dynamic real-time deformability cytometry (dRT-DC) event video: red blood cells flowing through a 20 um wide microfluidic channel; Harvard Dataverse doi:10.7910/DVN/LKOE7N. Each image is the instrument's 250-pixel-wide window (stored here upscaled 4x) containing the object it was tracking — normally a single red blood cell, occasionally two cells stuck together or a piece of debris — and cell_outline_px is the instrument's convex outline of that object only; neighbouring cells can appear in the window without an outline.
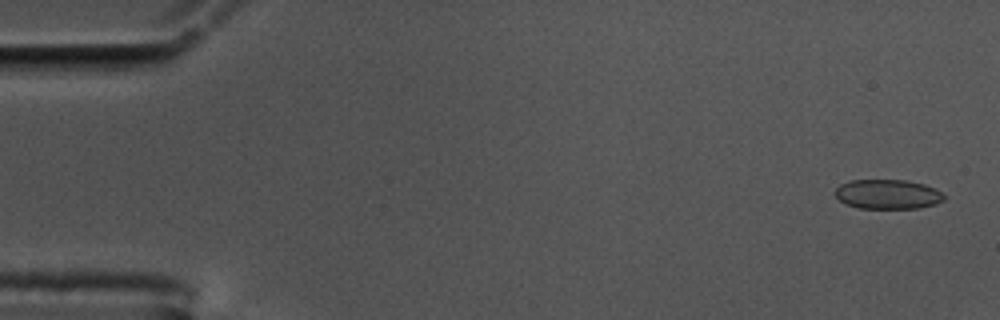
{"species": "common noctule bat (a hibernating species)", "species_latin": "Nyctalus noctula", "temperature_condition": "cold", "stored_images_in_passage": 56, "camera_frame_rate_fps": 3000, "um_per_image_px": 0.085, "animal": {"sex": "male", "body_mass_g": 17.5, "forearm_length_mm": 52.3}, "frame": {"image": 1, "passage_image": 2, "time_ms": 0.333, "image_size_px": [1000, 320], "cell_outline_px": [[944, 200], [936, 204], [920, 208], [860, 208], [848, 204], [840, 200], [832, 192], [840, 184], [848, 180], [904, 180], [924, 184], [936, 188], [944, 196]], "centroid_in_image_um": [75.45, 16.5], "position_along_channel_um": 9.6, "area_um2": 18.79}}
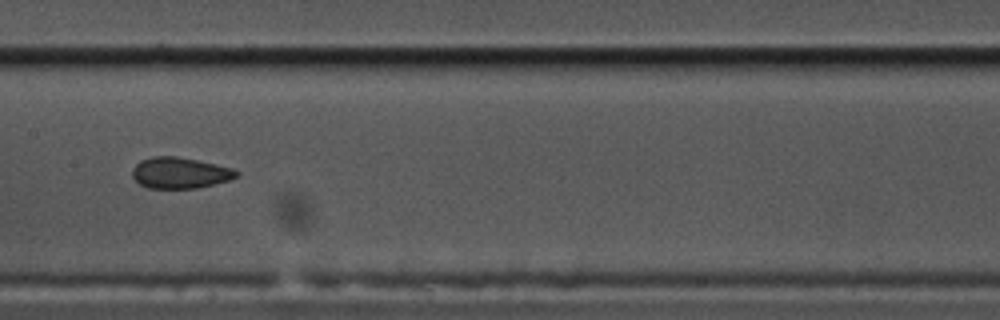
{"frame": {"image": 2, "passage_image": 28, "time_ms": 9.0, "image_size_px": [1000, 320], "cell_outline_px": [[240, 176], [228, 180], [196, 188], [148, 188], [140, 184], [132, 176], [132, 168], [140, 160], [152, 156], [176, 156], [216, 164], [232, 168], [240, 172]], "centroid_in_image_um": [15.29, 14.68], "position_along_channel_um": 192.1, "area_um2": 18.84}}
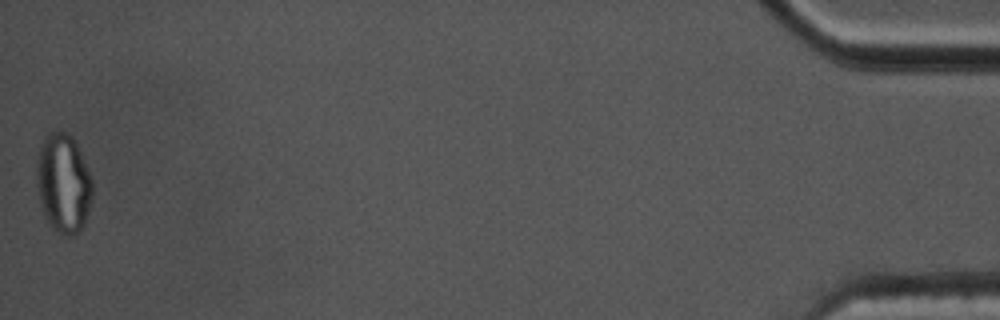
{"frame": {"image": 3, "passage_image": 56, "time_ms": 18.333, "image_size_px": [1000, 320], "cell_outline_px": [[92, 200], [84, 224], [72, 236], [68, 236], [52, 228], [48, 224], [44, 216], [40, 204], [36, 184], [36, 164], [40, 144], [44, 136], [48, 132], [64, 132], [72, 136], [76, 140], [92, 180]], "centroid_in_image_um": [5.36, 15.55], "position_along_channel_um": 429.8, "area_um2": 32.54}, "authors_computed_cell_mechanics": {"area_um2": 19.074, "velocity_mm_per_s": 3.5769, "shape_relaxation_time_tau1_ms": null, "shape_relaxation_time_tau2_ms": 1.6187, "deformation_change_tau1": null, "deformation_change_tau2": 0.0721}}